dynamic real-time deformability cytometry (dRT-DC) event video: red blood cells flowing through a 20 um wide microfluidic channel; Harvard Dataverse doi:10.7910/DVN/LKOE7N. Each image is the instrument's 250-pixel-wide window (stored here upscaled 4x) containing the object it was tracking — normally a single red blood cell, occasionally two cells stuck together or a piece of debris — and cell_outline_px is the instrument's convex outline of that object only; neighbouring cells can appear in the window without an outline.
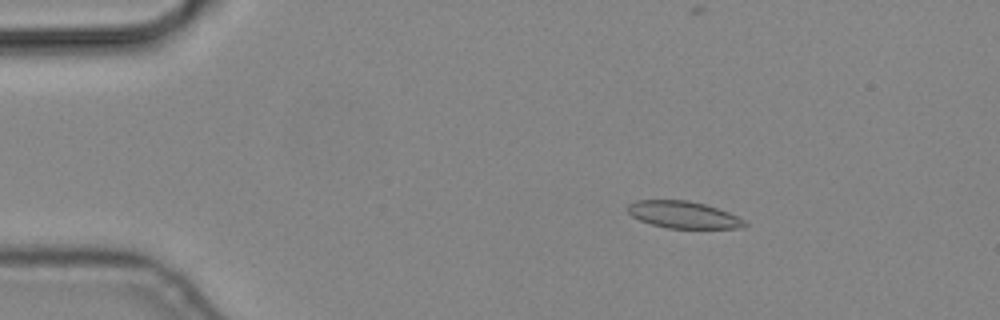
{"species": "common noctule bat (a hibernating species)", "species_latin": "Nyctalus noctula", "temperature_condition": "cold", "stored_images_in_passage": 5, "camera_frame_rate_fps": 3000, "um_per_image_px": 0.085, "animal": {"sex": "male", "body_mass_g": 19.2, "forearm_length_mm": 51.8}, "frame": {"image": 1, "passage_image": 3, "time_ms": 0.667, "image_size_px": [1000, 320], "cell_outline_px": [[748, 224], [744, 228], [668, 228], [652, 224], [640, 220], [632, 216], [628, 212], [628, 204], [636, 200], [688, 200], [704, 204], [728, 212], [744, 220]], "centroid_in_image_um": [58.09, 18.25], "position_along_channel_um": 26.9, "area_um2": 18.26}}